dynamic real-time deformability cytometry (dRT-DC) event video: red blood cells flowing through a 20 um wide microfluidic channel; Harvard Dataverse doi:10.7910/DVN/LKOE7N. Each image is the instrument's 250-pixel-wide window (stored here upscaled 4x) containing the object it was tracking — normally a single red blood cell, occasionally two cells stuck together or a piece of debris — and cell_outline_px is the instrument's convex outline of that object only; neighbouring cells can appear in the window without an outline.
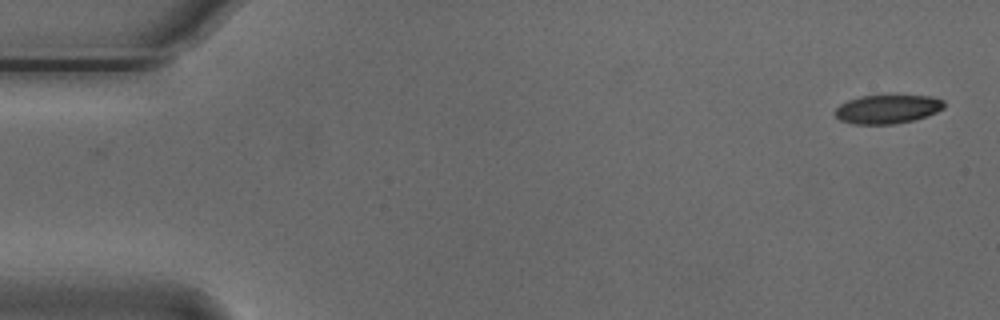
{"species": "Egyptian fruit bat (a non-hibernating species)", "species_latin": "Rousettus aegyptiacus", "temperature_condition": "cold", "stored_images_in_passage": 54, "camera_frame_rate_fps": 3000, "um_per_image_px": 0.085, "animal": {"sex": "male"}, "frame": {"image": 1, "passage_image": 1, "time_ms": 0.0, "image_size_px": [1000, 320], "cell_outline_px": [[944, 108], [928, 116], [912, 120], [892, 124], [852, 124], [840, 120], [836, 116], [836, 108], [840, 104], [848, 100], [860, 96], [932, 96], [944, 100]], "centroid_in_image_um": [75.44, 9.28], "position_along_channel_um": 9.6, "area_um2": 18.15}}
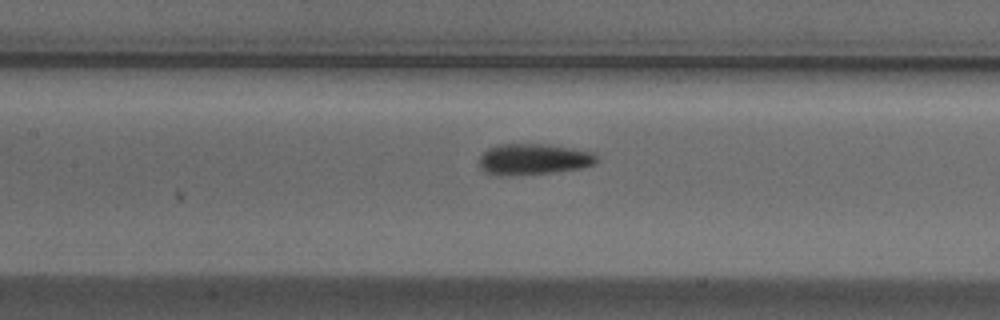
{"frame": {"image": 2, "passage_image": 24, "time_ms": 7.667, "image_size_px": [1000, 320], "cell_outline_px": [[596, 164], [580, 168], [552, 172], [504, 176], [500, 176], [484, 172], [480, 168], [480, 156], [488, 148], [500, 144], [544, 144], [572, 148], [596, 152]], "centroid_in_image_um": [45.34, 13.53], "position_along_channel_um": 162.1, "area_um2": 21.27}}
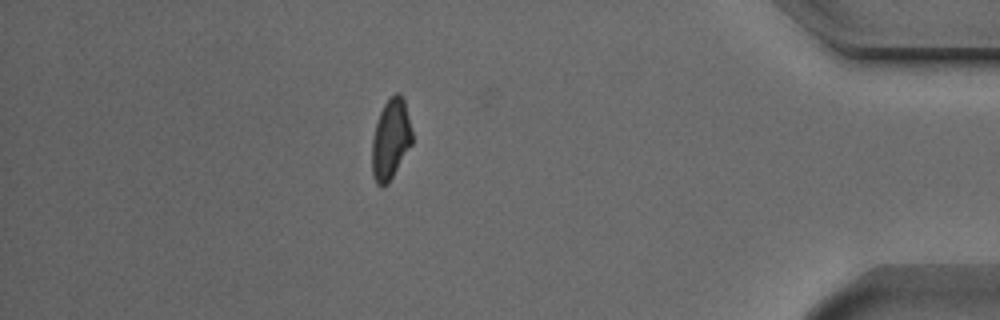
{"frame": {"image": 3, "passage_image": 47, "time_ms": 15.333, "image_size_px": [1000, 320], "cell_outline_px": [[412, 144], [388, 184], [376, 184], [372, 176], [372, 140], [376, 124], [380, 112], [384, 104], [396, 92], [400, 92], [404, 100], [412, 132]], "centroid_in_image_um": [33.2, 11.84], "position_along_channel_um": 402.0, "area_um2": 18.61}}